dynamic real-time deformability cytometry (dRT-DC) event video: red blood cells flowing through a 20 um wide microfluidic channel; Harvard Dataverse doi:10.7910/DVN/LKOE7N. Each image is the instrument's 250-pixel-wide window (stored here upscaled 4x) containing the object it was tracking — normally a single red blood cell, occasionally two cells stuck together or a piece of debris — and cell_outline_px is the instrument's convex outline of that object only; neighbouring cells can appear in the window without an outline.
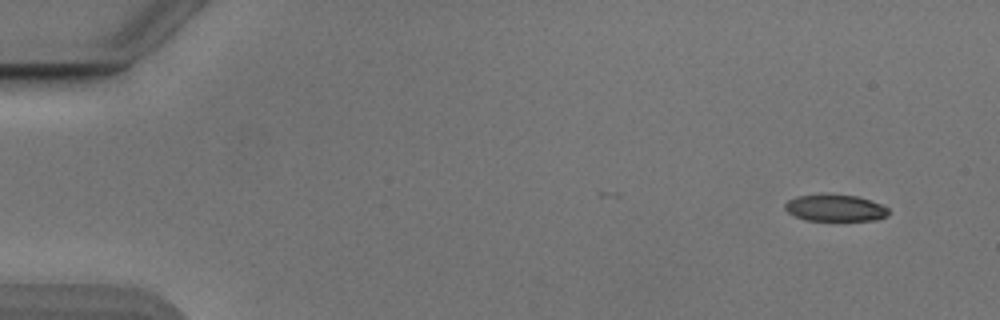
{"species": "Egyptian fruit bat (a non-hibernating species)", "species_latin": "Rousettus aegyptiacus", "temperature_condition": "cold", "stored_images_in_passage": 18, "camera_frame_rate_fps": 3000, "um_per_image_px": 0.085, "animal": {"sex": "male"}, "frame": {"image": 1, "passage_image": 1, "time_ms": 0.0, "image_size_px": [1000, 320], "cell_outline_px": [[888, 216], [876, 220], [804, 220], [788, 212], [784, 208], [784, 204], [788, 200], [796, 196], [824, 192], [856, 196], [872, 200], [888, 208]], "centroid_in_image_um": [70.97, 17.64], "position_along_channel_um": 14.0, "area_um2": 16.53}}
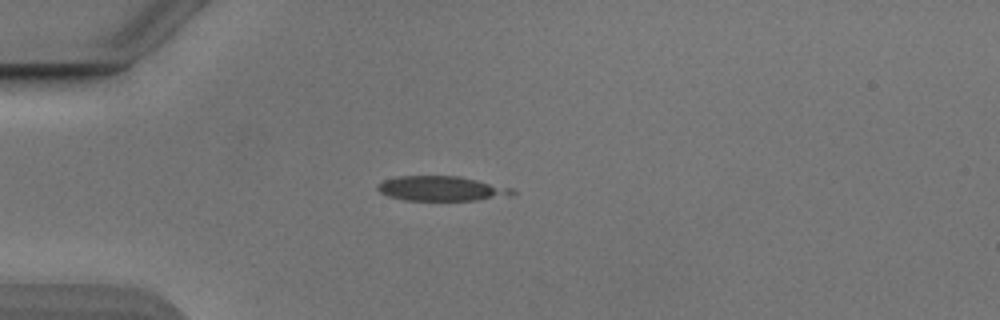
{"frame": {"image": 2, "passage_image": 12, "time_ms": 3.667, "image_size_px": [1000, 320], "cell_outline_px": [[516, 192], [512, 196], [476, 200], [404, 200], [388, 196], [380, 192], [376, 188], [376, 184], [384, 180], [400, 176], [456, 176], [512, 188]], "centroid_in_image_um": [37.5, 16.03], "position_along_channel_um": 47.5, "area_um2": 19.31}}
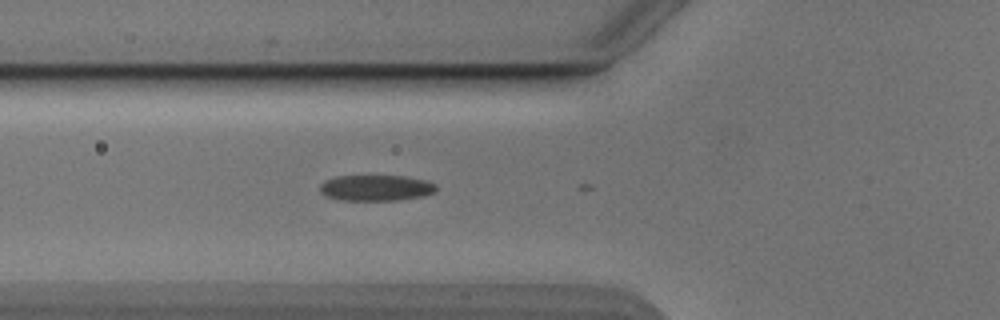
{"frame": {"image": 3, "passage_image": 17, "time_ms": 5.333, "image_size_px": [1000, 320], "cell_outline_px": [[436, 192], [424, 196], [400, 200], [340, 200], [324, 196], [320, 192], [320, 184], [324, 180], [336, 176], [404, 176], [424, 180], [436, 184]], "centroid_in_image_um": [31.94, 15.97], "position_along_channel_um": 93.9, "area_um2": 17.69}}